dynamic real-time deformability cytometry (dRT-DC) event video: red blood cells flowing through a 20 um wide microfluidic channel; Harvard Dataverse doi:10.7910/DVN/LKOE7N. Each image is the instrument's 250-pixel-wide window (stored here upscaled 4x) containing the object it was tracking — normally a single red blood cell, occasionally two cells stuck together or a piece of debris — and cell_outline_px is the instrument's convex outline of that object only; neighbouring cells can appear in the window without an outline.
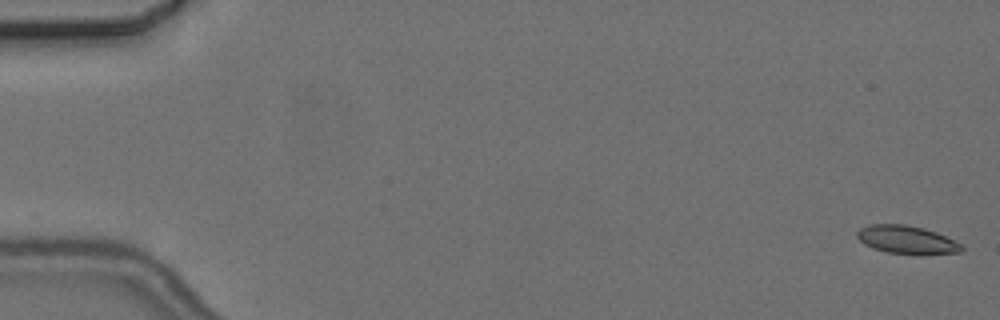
{"species": "common noctule bat (a hibernating species)", "species_latin": "Nyctalus noctula", "temperature_condition": "cold", "stored_images_in_passage": 11, "camera_frame_rate_fps": 3000, "um_per_image_px": 0.085, "animal": {"sex": "female", "body_mass_g": 24.6, "forearm_length_mm": 56.2}, "frame": {"image": 1, "passage_image": 1, "time_ms": 0.0, "image_size_px": [1000, 320], "cell_outline_px": [[964, 248], [960, 252], [920, 256], [888, 252], [872, 248], [864, 244], [856, 236], [856, 232], [860, 228], [868, 224], [904, 224], [924, 228], [936, 232], [960, 244]], "centroid_in_image_um": [77.05, 20.39], "position_along_channel_um": 7.9, "area_um2": 17.4}}
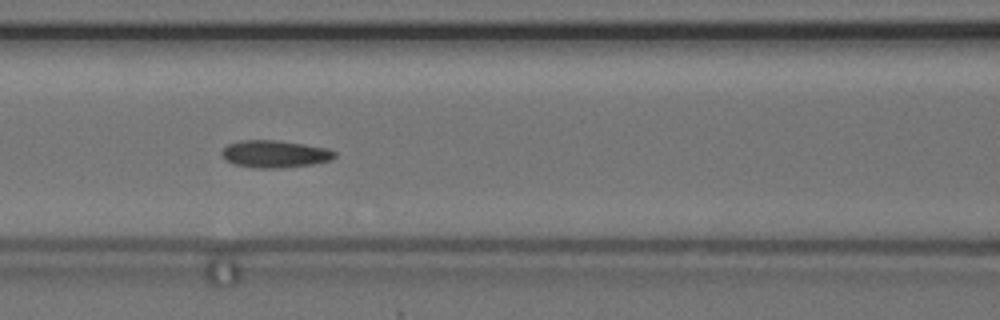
{"frame": {"image": 2, "passage_image": 7, "time_ms": 8.0, "image_size_px": [1000, 320], "cell_outline_px": [[336, 156], [328, 160], [312, 164], [280, 168], [256, 168], [236, 164], [228, 160], [220, 152], [228, 144], [240, 140], [276, 140], [304, 144], [324, 148], [336, 152]], "centroid_in_image_um": [23.35, 13.08], "position_along_channel_um": 143.3, "area_um2": 17.63}}
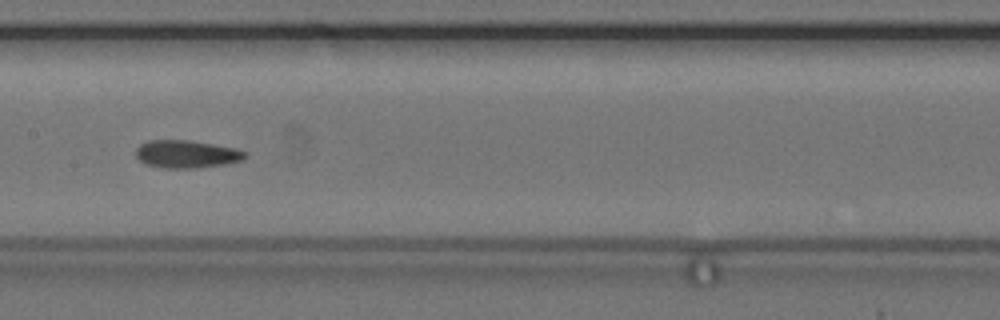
{"frame": {"image": 3, "passage_image": 8, "time_ms": 9.333, "image_size_px": [1000, 320], "cell_outline_px": [[248, 156], [244, 160], [224, 164], [196, 168], [164, 168], [148, 164], [140, 160], [136, 156], [136, 148], [140, 144], [148, 140], [188, 140], [236, 148], [248, 152]], "centroid_in_image_um": [15.9, 13.09], "position_along_channel_um": 191.5, "area_um2": 17.69}}